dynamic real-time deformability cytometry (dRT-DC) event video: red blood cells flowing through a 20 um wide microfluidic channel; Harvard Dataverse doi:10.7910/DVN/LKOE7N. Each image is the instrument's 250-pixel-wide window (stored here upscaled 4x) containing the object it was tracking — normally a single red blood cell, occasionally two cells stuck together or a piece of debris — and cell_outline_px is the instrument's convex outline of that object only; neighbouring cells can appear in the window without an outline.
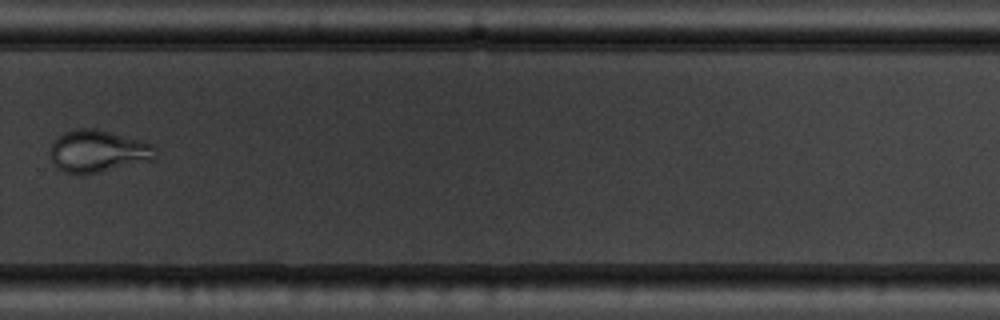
{"species": "common noctule bat (a hibernating species)", "species_latin": "Nyctalus noctula", "temperature_condition": "warm", "stored_images_in_passage": 11, "camera_frame_rate_fps": 3000, "um_per_image_px": 0.085, "animal": {"sex": "male", "body_mass_g": 19.5, "forearm_length_mm": 54.6}, "frame": {"image": 1, "passage_image": 11, "time_ms": 12.333, "image_size_px": [1000, 320], "cell_outline_px": [[156, 160], [80, 176], [64, 172], [56, 168], [52, 164], [52, 144], [64, 132], [76, 128], [92, 128], [140, 140], [152, 144], [156, 148]], "centroid_in_image_um": [8.35, 12.89], "position_along_channel_um": 321.5, "area_um2": 25.95}}